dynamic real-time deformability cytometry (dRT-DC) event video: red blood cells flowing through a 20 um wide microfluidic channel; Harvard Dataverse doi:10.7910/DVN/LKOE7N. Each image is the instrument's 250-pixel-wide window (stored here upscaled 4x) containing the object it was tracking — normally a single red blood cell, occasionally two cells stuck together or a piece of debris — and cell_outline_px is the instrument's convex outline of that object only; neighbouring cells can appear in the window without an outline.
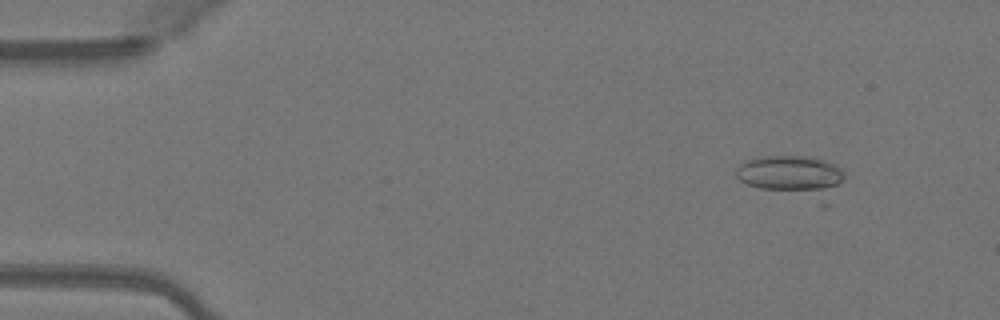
{"species": "Egyptian fruit bat (a non-hibernating species)", "species_latin": "Rousettus aegyptiacus", "temperature_condition": "warm", "stored_images_in_passage": 10, "camera_frame_rate_fps": 3000, "um_per_image_px": 0.085, "animal": {"sex": "female"}, "frame": {"image": 1, "passage_image": 6, "time_ms": 1.667, "image_size_px": [1000, 320], "cell_outline_px": [[844, 180], [828, 208], [824, 208], [760, 188], [748, 184], [740, 180], [736, 176], [736, 168], [744, 160], [756, 156], [808, 156], [836, 164], [844, 172]], "centroid_in_image_um": [67.49, 15.08], "position_along_channel_um": 17.5, "area_um2": 27.92}}